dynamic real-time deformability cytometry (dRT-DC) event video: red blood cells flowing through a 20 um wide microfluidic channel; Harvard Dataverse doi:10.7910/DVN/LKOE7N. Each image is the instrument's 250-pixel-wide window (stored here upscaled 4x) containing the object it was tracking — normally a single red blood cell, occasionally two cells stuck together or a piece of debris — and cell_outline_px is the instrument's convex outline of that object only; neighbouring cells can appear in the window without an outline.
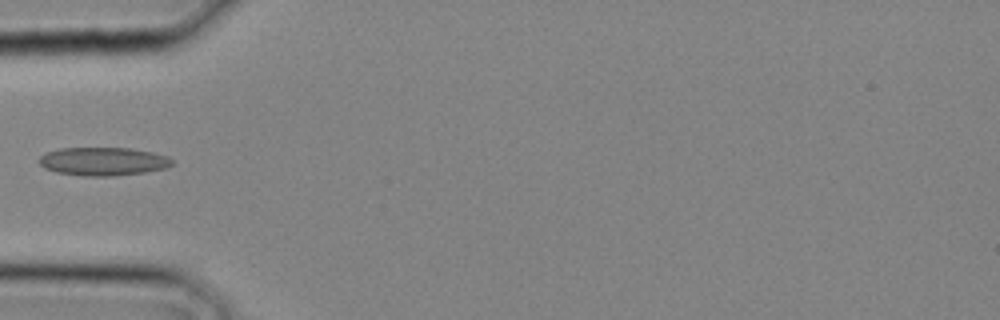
{"species": "common noctule bat (a hibernating species)", "species_latin": "Nyctalus noctula", "temperature_condition": "cold", "stored_images_in_passage": 11, "camera_frame_rate_fps": 3000, "um_per_image_px": 0.085, "animal": {"sex": "male", "body_mass_g": 20.4}, "frame": {"image": 1, "passage_image": 10, "time_ms": 3.0, "image_size_px": [1000, 320], "cell_outline_px": [[172, 164], [168, 168], [144, 172], [116, 176], [80, 176], [56, 172], [44, 168], [40, 164], [40, 156], [44, 152], [60, 148], [128, 148], [152, 152], [168, 156], [172, 160]], "centroid_in_image_um": [8.75, 13.72], "position_along_channel_um": 76.2, "area_um2": 22.08}}